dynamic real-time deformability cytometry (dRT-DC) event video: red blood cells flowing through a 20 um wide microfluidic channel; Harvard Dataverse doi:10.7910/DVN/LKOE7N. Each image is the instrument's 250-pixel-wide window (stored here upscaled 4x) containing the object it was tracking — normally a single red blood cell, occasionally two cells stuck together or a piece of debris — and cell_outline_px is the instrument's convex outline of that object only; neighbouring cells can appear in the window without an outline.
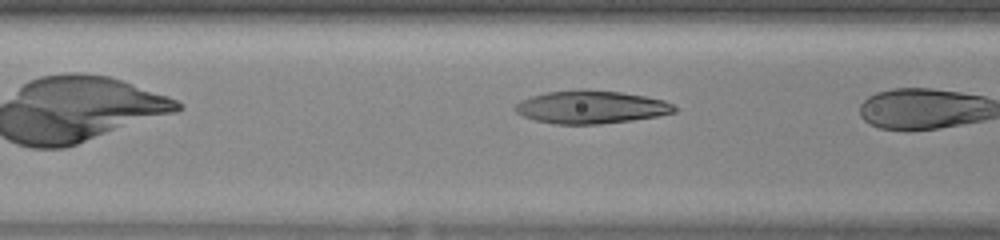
{"species": "human", "species_latin": "Homo sapiens", "temperature_condition": "warm", "stored_images_in_passage": 6, "camera_frame_rate_fps": 3000, "um_per_image_px": 0.085, "donor": {"sex": "female"}, "frame": {"image": 1, "passage_image": 5, "time_ms": 1.333, "image_size_px": [1000, 240], "cell_outline_px": [[676, 112], [656, 116], [632, 120], [600, 124], [556, 124], [536, 120], [524, 116], [516, 112], [512, 108], [520, 100], [532, 96], [548, 92], [584, 88], [620, 92], [644, 96], [664, 100], [672, 104], [676, 108]], "centroid_in_image_um": [50.22, 9.09], "position_along_channel_um": 116.4, "area_um2": 30.58}}